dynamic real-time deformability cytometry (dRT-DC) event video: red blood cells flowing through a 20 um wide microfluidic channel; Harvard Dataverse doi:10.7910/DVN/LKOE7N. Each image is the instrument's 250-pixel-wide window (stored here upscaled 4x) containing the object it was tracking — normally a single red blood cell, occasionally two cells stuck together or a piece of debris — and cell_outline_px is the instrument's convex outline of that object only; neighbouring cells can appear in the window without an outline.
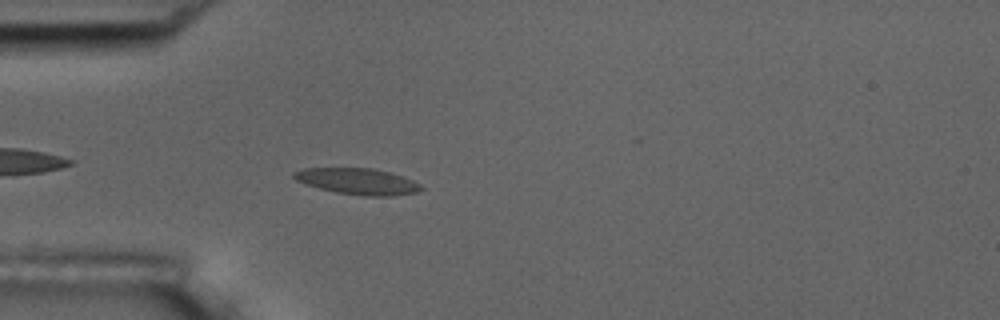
{"species": "common noctule bat (a hibernating species)", "species_latin": "Nyctalus noctula", "temperature_condition": "room temperature", "stored_images_in_passage": 2, "camera_frame_rate_fps": 3000, "um_per_image_px": 0.085, "animal": {"sex": "male", "body_mass_g": 17.5, "forearm_length_mm": 52.3}, "frame": {"image": 1, "passage_image": 2, "time_ms": 1.333, "image_size_px": [1000, 320], "cell_outline_px": [[424, 188], [416, 192], [392, 196], [364, 196], [336, 192], [320, 188], [296, 180], [292, 176], [292, 172], [304, 168], [372, 168], [404, 176], [420, 184]], "centroid_in_image_um": [30.41, 15.41], "position_along_channel_um": 54.6, "area_um2": 19.31}}